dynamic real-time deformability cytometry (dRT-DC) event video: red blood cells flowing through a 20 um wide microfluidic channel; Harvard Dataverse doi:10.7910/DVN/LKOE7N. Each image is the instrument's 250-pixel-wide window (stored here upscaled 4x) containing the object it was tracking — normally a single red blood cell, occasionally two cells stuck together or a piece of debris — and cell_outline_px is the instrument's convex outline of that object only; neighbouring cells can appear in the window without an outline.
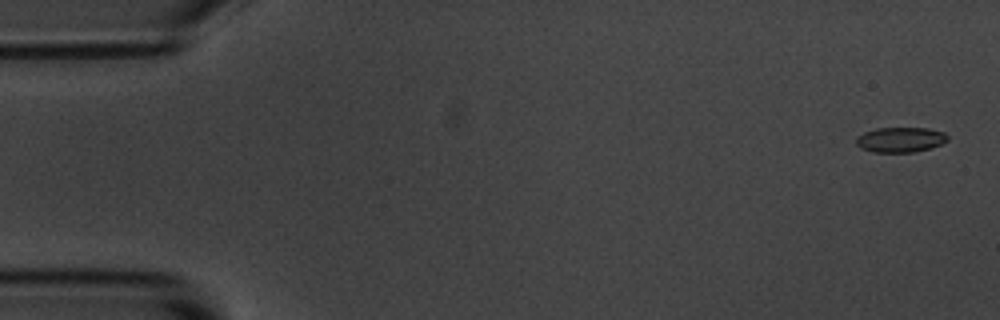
{"species": "common noctule bat (a hibernating species)", "species_latin": "Nyctalus noctula", "temperature_condition": "room temperature", "stored_images_in_passage": 54, "camera_frame_rate_fps": 3000, "um_per_image_px": 0.085, "animal": {"sex": "male", "body_mass_g": 20.1, "forearm_length_mm": 53.5}, "frame": {"image": 1, "passage_image": 1, "time_ms": 0.0, "image_size_px": [1000, 320], "cell_outline_px": [[948, 140], [940, 144], [928, 148], [912, 152], [872, 152], [860, 148], [856, 144], [856, 136], [864, 132], [876, 128], [928, 128], [944, 132], [948, 136]], "centroid_in_image_um": [76.5, 11.86], "position_along_channel_um": 8.5, "area_um2": 13.35}}
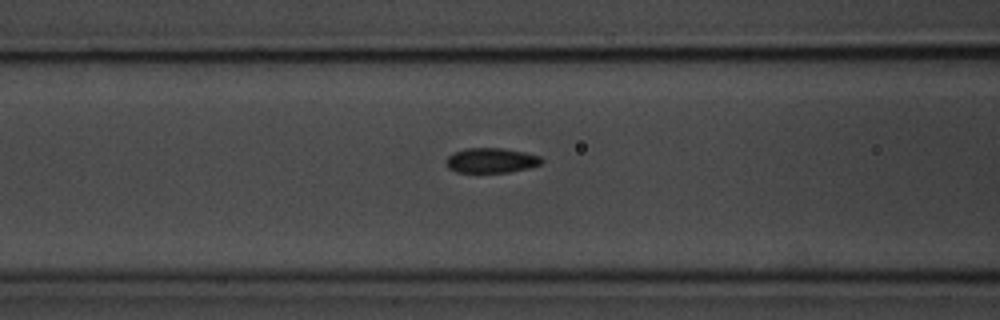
{"frame": {"image": 2, "passage_image": 21, "time_ms": 6.667, "image_size_px": [1000, 320], "cell_outline_px": [[544, 160], [540, 164], [528, 168], [508, 172], [456, 172], [448, 168], [448, 156], [452, 152], [464, 148], [504, 148], [524, 152], [540, 156]], "centroid_in_image_um": [41.76, 13.62], "position_along_channel_um": 124.8, "area_um2": 13.81}}
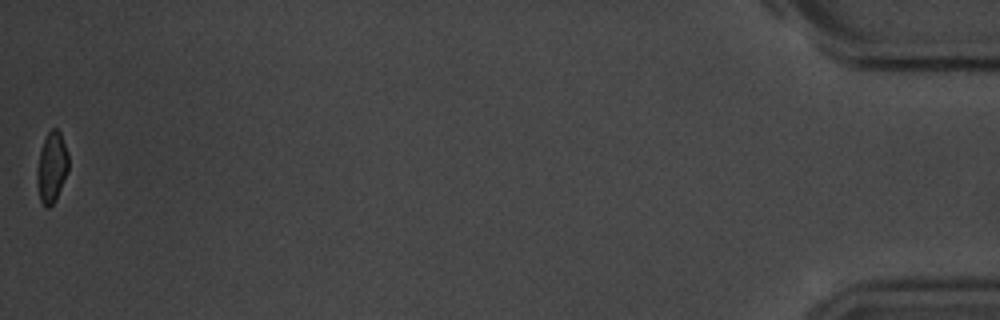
{"frame": {"image": 3, "passage_image": 54, "time_ms": 17.667, "image_size_px": [1000, 320], "cell_outline_px": [[68, 172], [56, 200], [48, 208], [40, 200], [36, 180], [36, 172], [40, 152], [44, 140], [48, 132], [52, 128], [56, 128], [60, 132], [68, 152]], "centroid_in_image_um": [4.41, 14.22], "position_along_channel_um": 430.8, "area_um2": 12.95}, "authors_computed_cell_mechanics": {"area_um2": 13.9298, "velocity_mm_per_s": 3.6721, "shape_relaxation_time_tau1_ms": 3.3457, "shape_relaxation_time_tau2_ms": 2.8457, "deformation_change_tau1": 0.0976, "deformation_change_tau2": 0.0541}}